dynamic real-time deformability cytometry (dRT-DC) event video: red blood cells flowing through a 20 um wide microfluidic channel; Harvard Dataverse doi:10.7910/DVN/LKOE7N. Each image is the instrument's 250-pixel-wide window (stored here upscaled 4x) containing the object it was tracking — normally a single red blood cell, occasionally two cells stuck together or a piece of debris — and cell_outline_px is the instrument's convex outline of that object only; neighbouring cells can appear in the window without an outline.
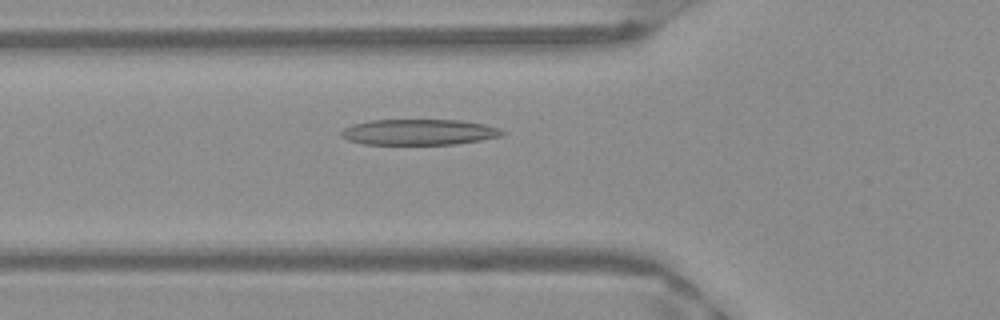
{"species": "Egyptian fruit bat (a non-hibernating species)", "species_latin": "Rousettus aegyptiacus", "temperature_condition": "warm", "stored_images_in_passage": 36, "camera_frame_rate_fps": 3000, "um_per_image_px": 0.085, "frame": {"image": 1, "passage_image": 7, "time_ms": 2.0, "image_size_px": [1000, 320], "cell_outline_px": [[504, 132], [500, 136], [480, 140], [456, 144], [364, 144], [348, 140], [340, 136], [340, 132], [344, 128], [352, 124], [368, 120], [460, 120], [484, 124], [500, 128]], "centroid_in_image_um": [35.57, 11.22], "position_along_channel_um": 90.2, "area_um2": 24.16}}
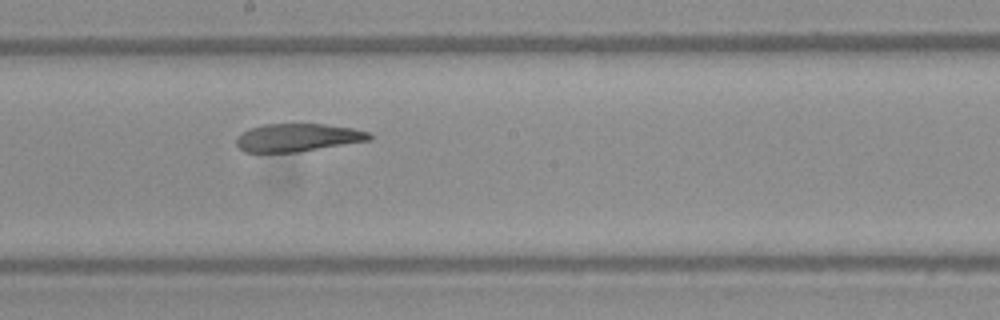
{"frame": {"image": 2, "passage_image": 17, "time_ms": 5.333, "image_size_px": [1000, 320], "cell_outline_px": [[372, 140], [296, 152], [244, 152], [236, 144], [236, 140], [248, 128], [264, 124], [324, 124], [352, 128], [372, 132]], "centroid_in_image_um": [25.35, 11.69], "position_along_channel_um": 222.9, "area_um2": 21.62}}
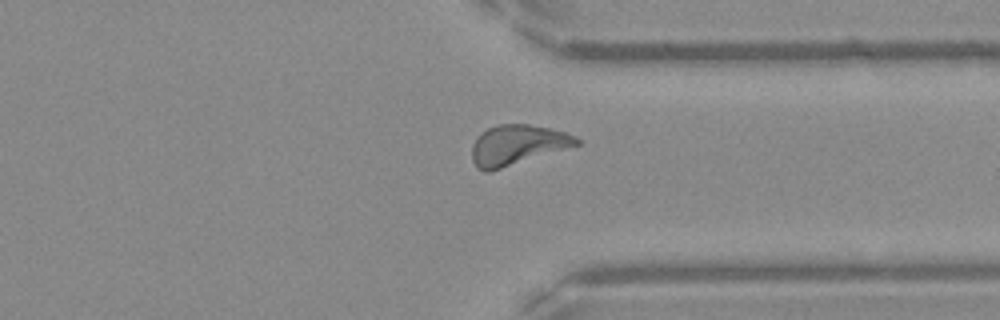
{"frame": {"image": 3, "passage_image": 28, "time_ms": 9.0, "image_size_px": [1000, 320], "cell_outline_px": [[580, 144], [488, 172], [484, 172], [476, 168], [472, 160], [472, 144], [476, 136], [480, 132], [488, 128], [500, 124], [528, 124], [548, 128], [564, 132], [576, 136], [580, 140]], "centroid_in_image_um": [43.92, 12.32], "position_along_channel_um": 367.5, "area_um2": 24.28}, "authors_computed_cell_mechanics": {"area_um2": 23.6691, "velocity_mm_per_s": 3.9635, "shape_relaxation_time_tau1_ms": 8.7143, "shape_relaxation_time_tau2_ms": 1.7985, "deformation_change_tau1": 0.2577, "deformation_change_tau2": 0.1052}}